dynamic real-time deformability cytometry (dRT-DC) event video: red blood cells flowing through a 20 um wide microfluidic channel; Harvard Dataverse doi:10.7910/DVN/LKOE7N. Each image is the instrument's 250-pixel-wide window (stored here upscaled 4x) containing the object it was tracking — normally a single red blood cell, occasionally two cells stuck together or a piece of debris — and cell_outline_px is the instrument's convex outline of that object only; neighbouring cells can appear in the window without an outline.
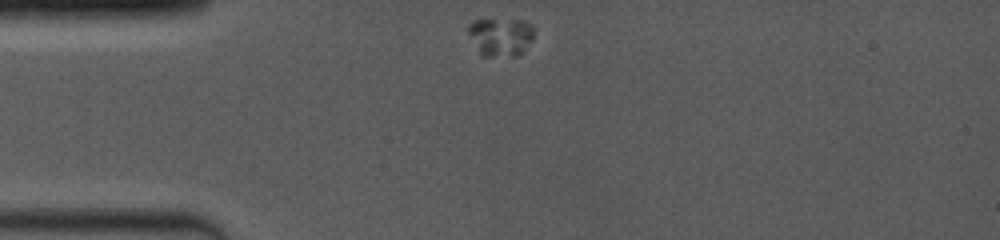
{"species": "common noctule bat (a hibernating species)", "species_latin": "Nyctalus noctula", "temperature_condition": "room temperature", "stored_images_in_passage": 46, "camera_frame_rate_fps": 4000, "um_per_image_px": 0.085, "animal": {"sex": "female", "body_mass_g": 19.0, "forearm_length_mm": 53.3}, "frame": {"image": 1, "passage_image": 1, "time_ms": 0.0, "image_size_px": [1000, 240], "cell_outline_px": [[532, 40], [516, 56], [480, 56], [468, 32], [468, 24], [476, 20], [524, 20], [532, 24]], "centroid_in_image_um": [42.53, 3.12], "position_along_channel_um": 42.5, "area_um2": 14.45}}
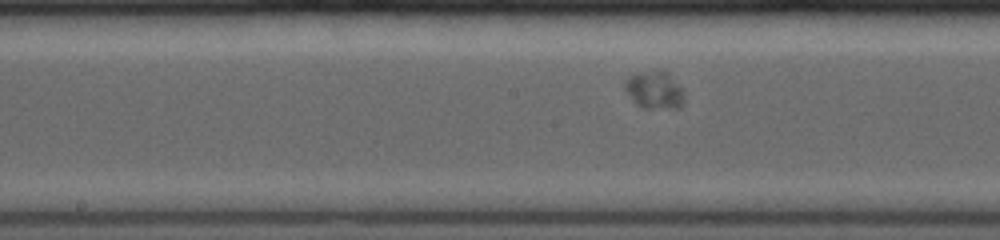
{"frame": {"image": 2, "passage_image": 20, "time_ms": 4.5, "image_size_px": [1000, 240], "cell_outline_px": [[684, 104], [680, 108], [644, 108], [636, 104], [624, 88], [624, 80], [628, 76], [636, 72], [668, 72], [684, 88]], "centroid_in_image_um": [55.66, 7.66], "position_along_channel_um": 192.5, "area_um2": 13.18}}
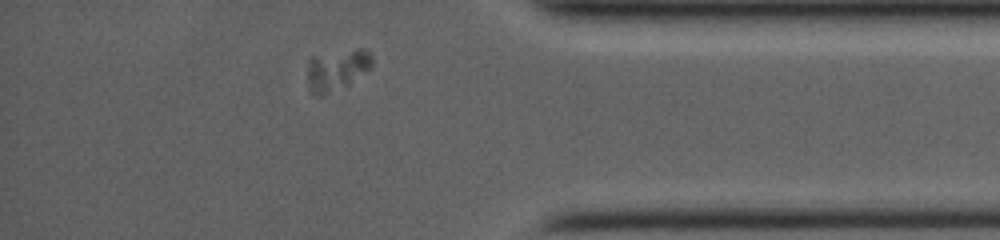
{"frame": {"image": 3, "passage_image": 39, "time_ms": 10.25, "image_size_px": [1000, 240], "cell_outline_px": [[372, 64], [368, 68], [348, 84], [324, 96], [316, 96], [308, 92], [308, 60], [312, 56], [356, 48], [364, 48], [372, 56]], "centroid_in_image_um": [28.57, 5.94], "position_along_channel_um": 406.6, "area_um2": 15.49}, "authors_computed_cell_mechanics": {"area_um2": 13.9009, "velocity_mm_per_s": 3.872, "shape_relaxation_time_tau1_ms": null, "shape_relaxation_time_tau2_ms": 1.0928, "deformation_change_tau1": null, "deformation_change_tau2": null}}